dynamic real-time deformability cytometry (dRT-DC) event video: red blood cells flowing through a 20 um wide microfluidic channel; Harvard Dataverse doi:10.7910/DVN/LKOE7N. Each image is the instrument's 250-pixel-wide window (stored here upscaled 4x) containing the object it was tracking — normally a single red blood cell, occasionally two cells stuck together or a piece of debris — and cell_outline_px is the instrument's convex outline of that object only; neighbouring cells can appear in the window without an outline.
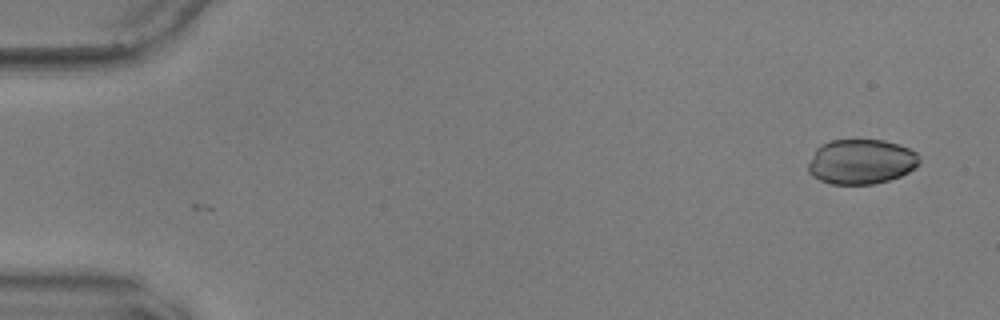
{"species": "common noctule bat (a hibernating species)", "species_latin": "Nyctalus noctula", "temperature_condition": "warm", "stored_images_in_passage": 2, "camera_frame_rate_fps": 3000, "um_per_image_px": 0.085, "animal": {"sex": "male", "body_mass_g": 17.9, "forearm_length_mm": 54.2}, "frame": {"image": 1, "passage_image": 1, "time_ms": 0.0, "image_size_px": [1000, 320], "cell_outline_px": [[920, 164], [908, 172], [900, 176], [888, 180], [872, 184], [832, 184], [820, 180], [812, 176], [808, 172], [808, 164], [816, 148], [820, 144], [832, 140], [884, 140], [908, 148], [916, 152], [920, 156]], "centroid_in_image_um": [73.19, 13.74], "position_along_channel_um": 11.8, "area_um2": 29.13}}